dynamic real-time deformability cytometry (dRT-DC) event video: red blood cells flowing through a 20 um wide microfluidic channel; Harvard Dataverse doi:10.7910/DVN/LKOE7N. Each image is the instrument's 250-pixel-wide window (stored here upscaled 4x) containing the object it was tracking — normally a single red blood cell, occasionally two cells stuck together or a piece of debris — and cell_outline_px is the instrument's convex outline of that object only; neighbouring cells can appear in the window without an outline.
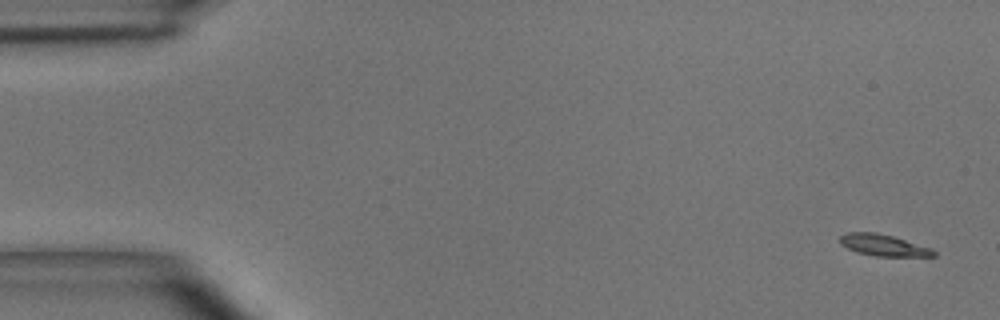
{"species": "common noctule bat (a hibernating species)", "species_latin": "Nyctalus noctula", "temperature_condition": "room temperature", "stored_images_in_passage": 6, "camera_frame_rate_fps": 3000, "um_per_image_px": 0.085, "animal": {"sex": "male", "body_mass_g": 15.6}, "frame": {"image": 1, "passage_image": 1, "time_ms": 0.0, "image_size_px": [1000, 320], "cell_outline_px": [[936, 256], [876, 256], [856, 252], [840, 244], [840, 236], [848, 232], [876, 232], [892, 236], [932, 248], [936, 252]], "centroid_in_image_um": [75.09, 20.84], "position_along_channel_um": 9.9, "area_um2": 11.68}}
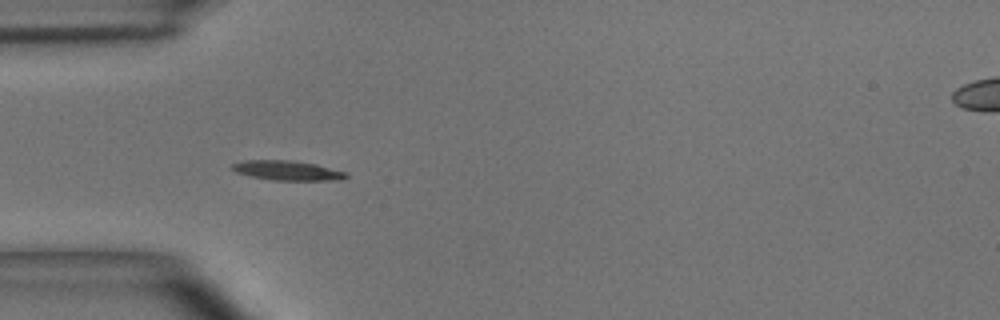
{"frame": {"image": 2, "passage_image": 4, "time_ms": 1.0, "image_size_px": [1000, 320], "cell_outline_px": [[348, 176], [340, 180], [272, 180], [252, 176], [236, 172], [232, 168], [232, 164], [244, 160], [292, 160], [316, 164], [348, 172]], "centroid_in_image_um": [24.47, 14.48], "position_along_channel_um": 60.5, "area_um2": 13.01}}
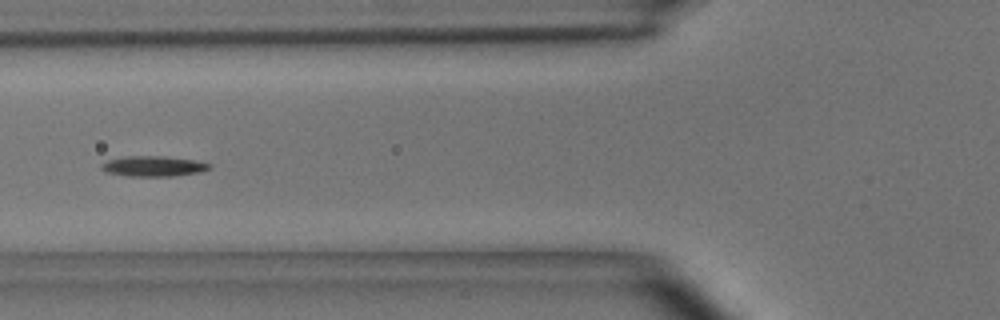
{"frame": {"image": 3, "passage_image": 5, "time_ms": 1.333, "image_size_px": [1000, 320], "cell_outline_px": [[212, 168], [200, 172], [172, 176], [128, 176], [104, 172], [100, 168], [100, 164], [108, 160], [124, 156], [164, 156], [192, 160], [212, 164]], "centroid_in_image_um": [13.0, 14.13], "position_along_channel_um": 112.8, "area_um2": 12.89}}